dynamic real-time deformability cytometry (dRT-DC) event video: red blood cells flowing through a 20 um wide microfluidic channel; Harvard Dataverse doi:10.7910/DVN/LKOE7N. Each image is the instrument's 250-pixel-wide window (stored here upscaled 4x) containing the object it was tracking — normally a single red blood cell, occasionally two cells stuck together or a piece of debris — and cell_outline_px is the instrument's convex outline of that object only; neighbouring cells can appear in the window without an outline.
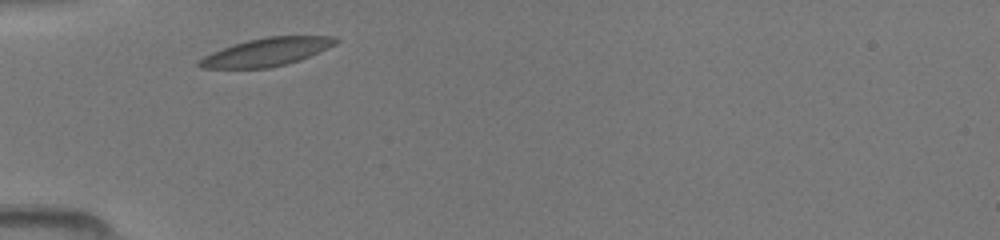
{"species": "common noctule bat (a hibernating species)", "species_latin": "Nyctalus noctula", "temperature_condition": "room temperature", "stored_images_in_passage": 28, "camera_frame_rate_fps": 3000, "um_per_image_px": 0.085, "animal": {"sex": "female", "body_mass_g": 19.5, "forearm_length_mm": 54.1}, "frame": {"image": 1, "passage_image": 1, "time_ms": 0.0, "image_size_px": [1000, 240], "cell_outline_px": [[340, 40], [336, 44], [328, 48], [300, 60], [272, 68], [200, 68], [196, 64], [196, 60], [212, 52], [232, 44], [248, 40], [268, 36], [336, 36]], "centroid_in_image_um": [22.65, 4.42], "position_along_channel_um": 62.3, "area_um2": 22.48}}
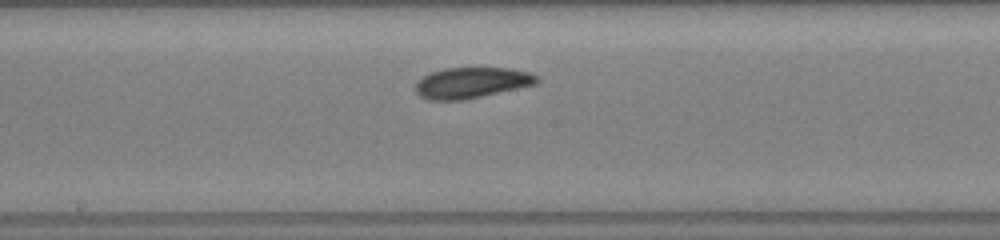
{"frame": {"image": 2, "passage_image": 12, "time_ms": 3.667, "image_size_px": [1000, 240], "cell_outline_px": [[540, 80], [536, 84], [464, 100], [428, 100], [420, 96], [416, 92], [416, 84], [424, 76], [432, 72], [444, 68], [512, 68], [528, 72], [540, 76]], "centroid_in_image_um": [40.12, 7.03], "position_along_channel_um": 208.1, "area_um2": 21.73}}
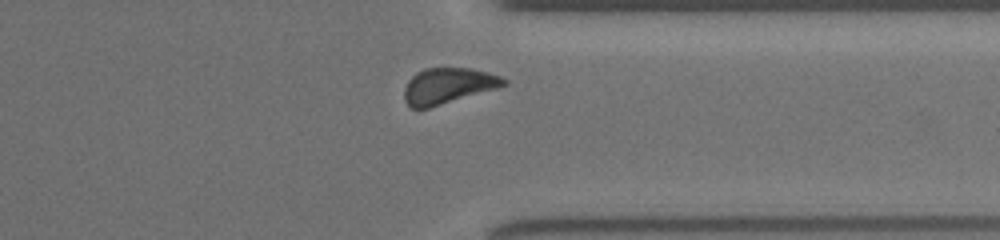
{"frame": {"image": 3, "passage_image": 24, "time_ms": 7.667, "image_size_px": [1000, 240], "cell_outline_px": [[508, 84], [500, 88], [428, 108], [412, 108], [404, 100], [404, 88], [408, 80], [416, 72], [424, 68], [472, 68], [488, 72], [500, 76], [508, 80]], "centroid_in_image_um": [38.11, 7.28], "position_along_channel_um": 373.3, "area_um2": 20.98}}